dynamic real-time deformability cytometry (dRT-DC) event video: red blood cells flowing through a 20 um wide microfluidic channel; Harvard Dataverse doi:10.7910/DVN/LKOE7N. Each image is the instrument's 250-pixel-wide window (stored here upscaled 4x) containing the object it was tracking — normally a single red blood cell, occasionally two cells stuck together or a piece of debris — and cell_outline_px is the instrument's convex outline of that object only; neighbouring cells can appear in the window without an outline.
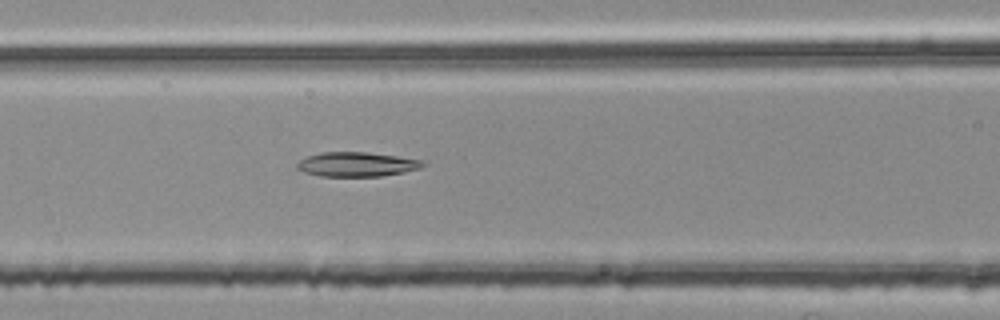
{"species": "common noctule bat (a hibernating species)", "species_latin": "Nyctalus noctula", "temperature_condition": "room temperature", "stored_images_in_passage": 54, "segment_of_instrument_passage": [2, 2], "camera_frame_rate_fps": 3000, "um_per_image_px": 0.085, "animal": {"sex": "female", "body_mass_g": 25.1}, "frame": {"image": 1, "passage_image": 23, "time_ms": 7.333, "image_size_px": [1000, 320], "cell_outline_px": [[424, 164], [420, 168], [404, 172], [380, 176], [320, 176], [304, 172], [296, 168], [296, 164], [300, 160], [308, 156], [320, 152], [368, 152], [396, 156], [420, 160]], "centroid_in_image_um": [30.27, 13.96], "position_along_channel_um": 136.3, "area_um2": 17.74}}
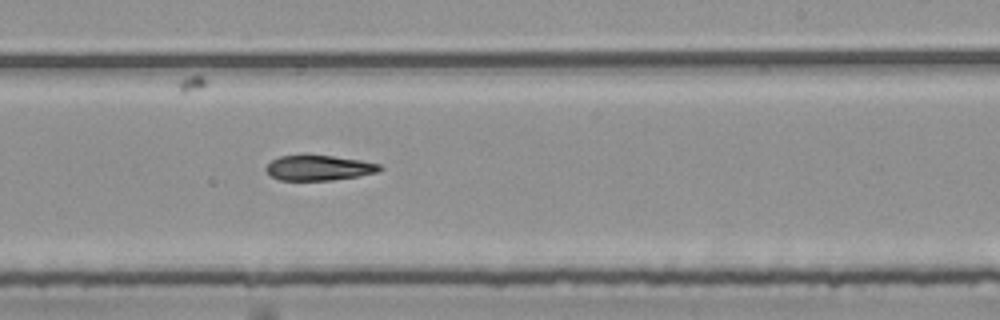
{"frame": {"image": 2, "passage_image": 33, "time_ms": 10.667, "image_size_px": [1000, 320], "cell_outline_px": [[384, 168], [380, 172], [332, 180], [280, 180], [272, 176], [264, 168], [272, 160], [280, 156], [304, 152], [360, 160], [380, 164]], "centroid_in_image_um": [27.09, 14.23], "position_along_channel_um": 261.9, "area_um2": 17.17}}
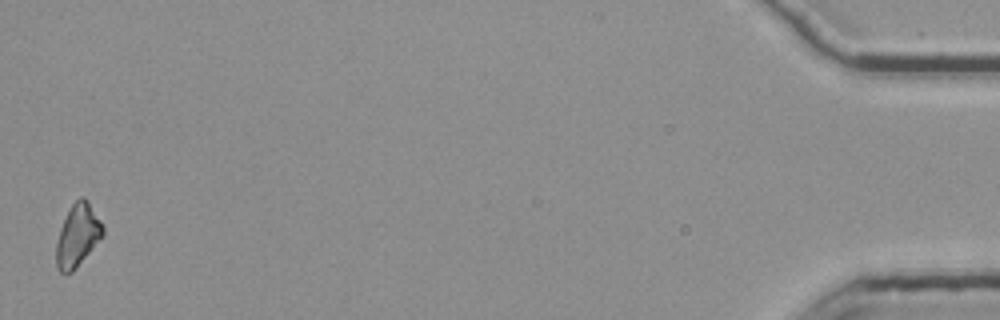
{"frame": {"image": 3, "passage_image": 54, "time_ms": 17.667, "image_size_px": [1000, 320], "cell_outline_px": [[104, 236], [72, 272], [60, 272], [56, 268], [56, 240], [60, 228], [72, 204], [80, 196], [84, 196], [88, 200], [100, 220], [104, 228]], "centroid_in_image_um": [6.6, 20.0], "position_along_channel_um": 428.6, "area_um2": 16.99}}